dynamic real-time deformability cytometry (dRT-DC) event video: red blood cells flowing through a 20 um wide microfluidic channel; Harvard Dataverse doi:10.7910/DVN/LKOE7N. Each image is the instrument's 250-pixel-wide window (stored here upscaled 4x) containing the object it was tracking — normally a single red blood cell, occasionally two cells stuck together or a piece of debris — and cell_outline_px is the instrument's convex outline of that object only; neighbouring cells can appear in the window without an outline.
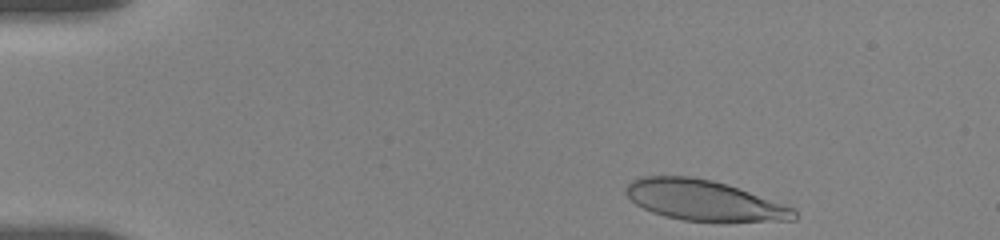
{"species": "human", "species_latin": "Homo sapiens", "temperature_condition": "room temperature", "stored_images_in_passage": 11, "camera_frame_rate_fps": 3000, "um_per_image_px": 0.085, "donor": {"sex": "female"}, "frame": {"image": 1, "passage_image": 2, "time_ms": 0.333, "image_size_px": [1000, 240], "cell_outline_px": [[796, 220], [728, 224], [720, 224], [684, 220], [664, 216], [652, 212], [636, 204], [624, 192], [628, 184], [632, 180], [640, 176], [692, 176], [712, 180], [788, 204], [796, 208]], "centroid_in_image_um": [59.94, 17.08], "position_along_channel_um": 25.1, "area_um2": 40.86}}
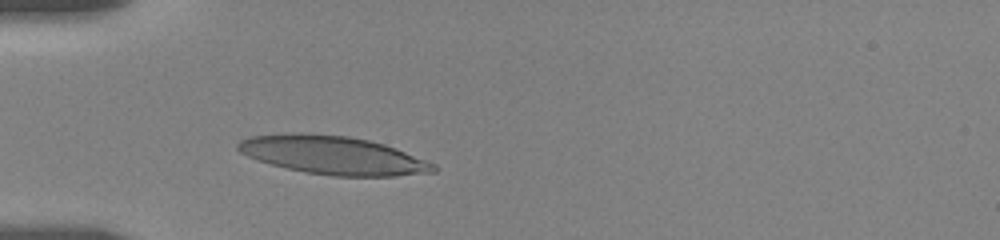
{"frame": {"image": 2, "passage_image": 8, "time_ms": 3.333, "image_size_px": [1000, 240], "cell_outline_px": [[436, 172], [396, 176], [332, 176], [304, 172], [256, 160], [240, 152], [236, 148], [236, 144], [240, 140], [252, 136], [292, 132], [300, 132], [348, 136], [368, 140], [384, 144], [396, 148], [436, 164]], "centroid_in_image_um": [28.3, 13.19], "position_along_channel_um": 56.7, "area_um2": 43.81}}
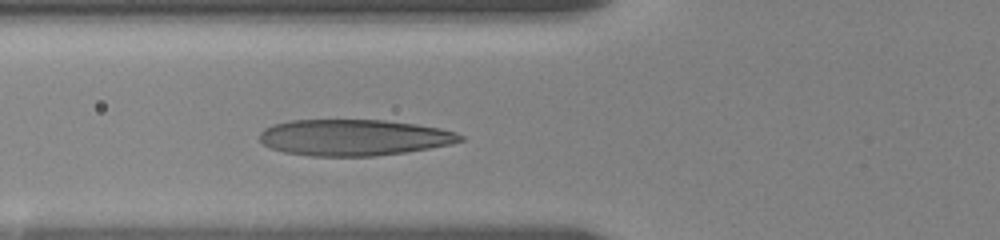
{"frame": {"image": 3, "passage_image": 11, "time_ms": 4.667, "image_size_px": [1000, 240], "cell_outline_px": [[464, 140], [452, 144], [404, 152], [372, 156], [308, 156], [284, 152], [272, 148], [264, 144], [260, 140], [260, 132], [264, 128], [272, 124], [292, 120], [384, 120], [416, 124], [440, 128], [456, 132], [464, 136]], "centroid_in_image_um": [30.08, 11.68], "position_along_channel_um": 95.7, "area_um2": 42.37}}